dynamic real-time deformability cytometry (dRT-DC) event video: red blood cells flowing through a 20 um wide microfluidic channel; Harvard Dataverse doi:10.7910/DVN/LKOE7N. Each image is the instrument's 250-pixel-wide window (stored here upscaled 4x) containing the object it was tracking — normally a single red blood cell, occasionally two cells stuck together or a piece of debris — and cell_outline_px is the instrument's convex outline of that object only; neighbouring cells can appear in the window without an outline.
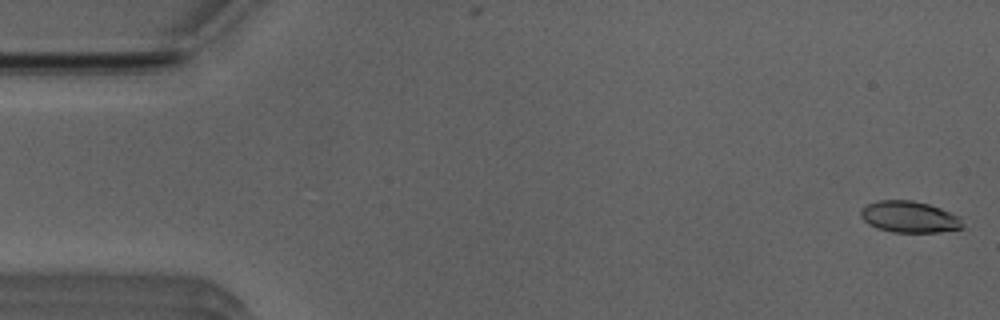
{"species": "Egyptian fruit bat (a non-hibernating species)", "species_latin": "Rousettus aegyptiacus", "temperature_condition": "room temperature", "stored_images_in_passage": 51, "camera_frame_rate_fps": 3000, "um_per_image_px": 0.085, "animal": {"sex": "male"}, "frame": {"image": 1, "passage_image": 1, "time_ms": 0.0, "image_size_px": [1000, 320], "cell_outline_px": [[964, 228], [940, 232], [892, 232], [876, 228], [868, 224], [860, 216], [860, 208], [868, 204], [880, 200], [912, 200], [928, 204], [940, 208], [960, 216], [964, 224]], "centroid_in_image_um": [77.3, 18.44], "position_along_channel_um": 7.7, "area_um2": 18.84}}
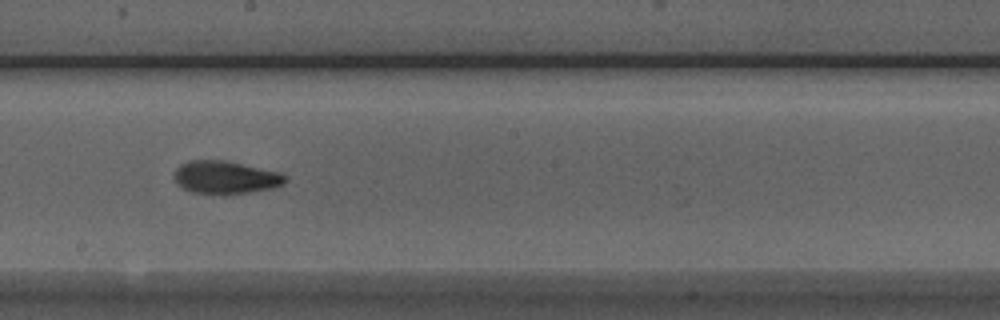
{"frame": {"image": 2, "passage_image": 28, "time_ms": 9.0, "image_size_px": [1000, 320], "cell_outline_px": [[288, 180], [284, 184], [272, 188], [248, 192], [192, 192], [176, 184], [176, 168], [180, 164], [188, 160], [224, 160], [280, 172], [288, 176]], "centroid_in_image_um": [19.2, 15.04], "position_along_channel_um": 229.0, "area_um2": 20.75}}
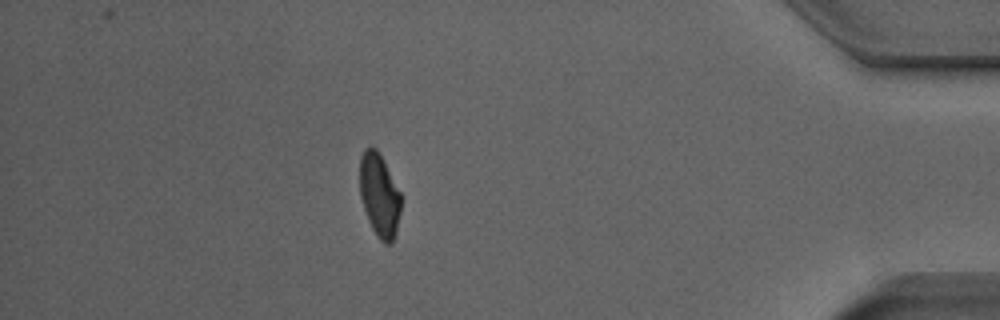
{"frame": {"image": 3, "passage_image": 45, "time_ms": 14.667, "image_size_px": [1000, 320], "cell_outline_px": [[400, 212], [396, 232], [392, 244], [384, 244], [380, 240], [372, 228], [368, 220], [360, 196], [360, 156], [364, 148], [376, 148], [400, 192]], "centroid_in_image_um": [32.24, 16.62], "position_along_channel_um": 403.0, "area_um2": 19.71}, "authors_computed_cell_mechanics": {"area_um2": 20.3456, "velocity_mm_per_s": 3.9504, "shape_relaxation_time_tau1_ms": 4.3232, "shape_relaxation_time_tau2_ms": 2.2633, "deformation_change_tau1": 0.1543, "deformation_change_tau2": 0.0826}}